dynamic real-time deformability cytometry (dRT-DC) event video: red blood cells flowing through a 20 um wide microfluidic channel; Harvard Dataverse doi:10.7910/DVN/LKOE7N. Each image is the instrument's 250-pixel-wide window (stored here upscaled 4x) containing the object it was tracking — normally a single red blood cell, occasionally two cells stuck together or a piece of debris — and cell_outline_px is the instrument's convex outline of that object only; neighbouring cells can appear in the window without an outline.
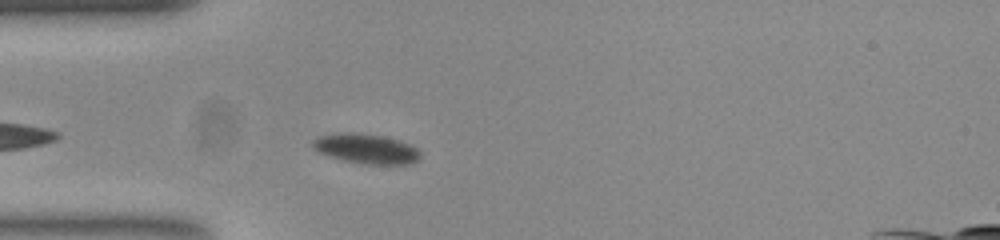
{"species": "common noctule bat (a hibernating species)", "species_latin": "Nyctalus noctula", "temperature_condition": "room temperature", "stored_images_in_passage": 44, "segment_of_instrument_passage": [1, 2], "camera_frame_rate_fps": 3000, "um_per_image_px": 0.085, "animal": {"sex": "female", "body_mass_g": 23.0, "forearm_length_mm": 53.4}, "frame": {"image": 1, "passage_image": 3, "time_ms": 0.667, "image_size_px": [1000, 240], "cell_outline_px": [[420, 156], [416, 160], [408, 164], [364, 164], [344, 160], [320, 152], [312, 144], [312, 140], [320, 136], [380, 136], [396, 140], [408, 144], [416, 148], [420, 152]], "centroid_in_image_um": [31.21, 12.71], "position_along_channel_um": 53.8, "area_um2": 17.11}}
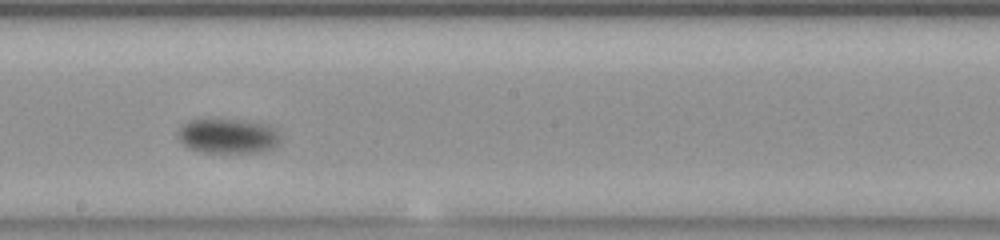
{"frame": {"image": 2, "passage_image": 18, "time_ms": 5.667, "image_size_px": [1000, 240], "cell_outline_px": [[280, 140], [276, 144], [260, 152], [204, 152], [188, 148], [180, 140], [176, 132], [188, 120], [240, 120], [268, 124], [276, 132]], "centroid_in_image_um": [19.32, 11.56], "position_along_channel_um": 228.9, "area_um2": 20.29}}
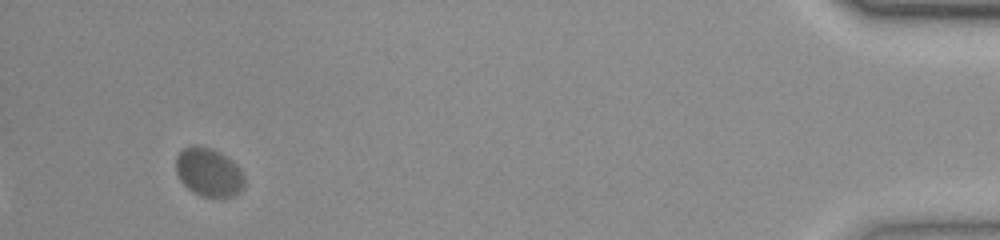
{"frame": {"image": 3, "passage_image": 40, "time_ms": 13.0, "image_size_px": [1000, 240], "cell_outline_px": [[244, 184], [240, 192], [236, 196], [220, 200], [200, 196], [192, 192], [180, 180], [176, 172], [176, 156], [184, 148], [196, 144], [220, 152], [240, 168], [244, 176]], "centroid_in_image_um": [17.76, 14.7], "position_along_channel_um": 417.4, "area_um2": 19.77}}